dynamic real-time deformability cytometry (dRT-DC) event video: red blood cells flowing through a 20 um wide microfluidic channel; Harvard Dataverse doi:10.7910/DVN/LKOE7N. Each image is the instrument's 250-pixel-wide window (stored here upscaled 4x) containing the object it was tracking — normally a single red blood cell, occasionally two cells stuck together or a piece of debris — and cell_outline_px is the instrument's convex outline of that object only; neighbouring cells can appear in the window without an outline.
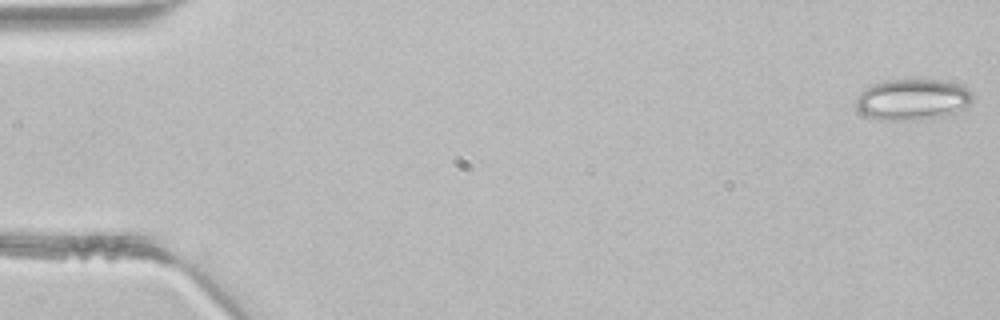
{"species": "common noctule bat (a hibernating species)", "species_latin": "Nyctalus noctula", "temperature_condition": "room temperature", "stored_images_in_passage": 46, "camera_frame_rate_fps": 3000, "um_per_image_px": 0.085, "animal": {"sex": "male", "body_mass_g": 21.5, "forearm_length_mm": 52.0}, "frame": {"image": 1, "passage_image": 1, "time_ms": 0.0, "image_size_px": [1000, 320], "cell_outline_px": [[972, 100], [960, 112], [952, 116], [928, 120], [880, 120], [868, 116], [860, 112], [856, 108], [856, 96], [864, 88], [872, 84], [884, 80], [948, 80], [960, 84], [968, 88], [972, 92]], "centroid_in_image_um": [77.6, 8.47], "position_along_channel_um": 7.4, "area_um2": 28.78}}
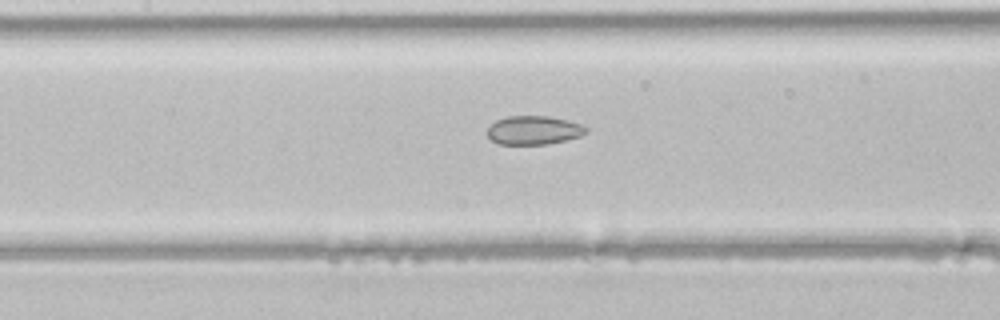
{"frame": {"image": 2, "passage_image": 21, "time_ms": 6.667, "image_size_px": [1000, 320], "cell_outline_px": [[588, 132], [580, 136], [548, 144], [500, 144], [492, 140], [488, 136], [488, 128], [496, 120], [508, 116], [548, 116], [568, 120], [580, 124], [588, 128]], "centroid_in_image_um": [45.38, 11.06], "position_along_channel_um": 162.0, "area_um2": 16.42}}
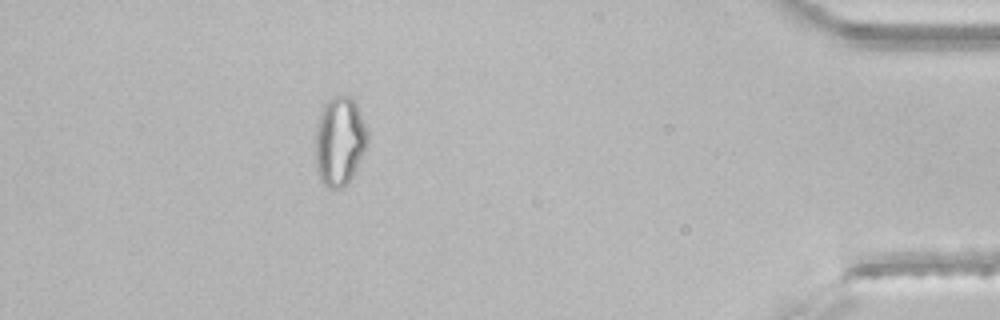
{"frame": {"image": 3, "passage_image": 41, "time_ms": 13.333, "image_size_px": [1000, 320], "cell_outline_px": [[368, 140], [352, 176], [348, 184], [340, 188], [328, 188], [320, 180], [316, 168], [316, 124], [324, 104], [332, 96], [348, 96], [356, 104], [368, 132]], "centroid_in_image_um": [28.84, 12.01], "position_along_channel_um": 406.4, "area_um2": 26.7}}